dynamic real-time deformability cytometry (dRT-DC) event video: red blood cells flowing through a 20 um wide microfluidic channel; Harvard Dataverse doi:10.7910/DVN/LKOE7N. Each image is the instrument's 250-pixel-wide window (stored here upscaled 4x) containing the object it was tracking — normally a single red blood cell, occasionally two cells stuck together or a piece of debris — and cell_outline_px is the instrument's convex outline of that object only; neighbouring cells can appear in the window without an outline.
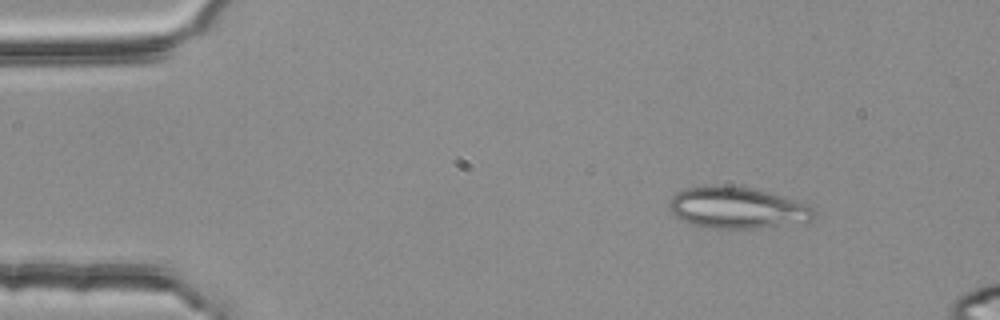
{"species": "common noctule bat (a hibernating species)", "species_latin": "Nyctalus noctula", "temperature_condition": "room temperature", "stored_images_in_passage": 4, "camera_frame_rate_fps": 3000, "um_per_image_px": 0.085, "animal": {"sex": "female", "body_mass_g": 25.1}, "frame": {"image": 1, "passage_image": 1, "time_ms": 0.0, "image_size_px": [1000, 320], "cell_outline_px": [[816, 216], [812, 220], [756, 228], [716, 228], [696, 224], [680, 220], [668, 212], [668, 200], [676, 192], [684, 188], [712, 184], [724, 184], [748, 188], [780, 196], [804, 204], [812, 208], [816, 212]], "centroid_in_image_um": [62.54, 17.64], "position_along_channel_um": 22.5, "area_um2": 34.68}}